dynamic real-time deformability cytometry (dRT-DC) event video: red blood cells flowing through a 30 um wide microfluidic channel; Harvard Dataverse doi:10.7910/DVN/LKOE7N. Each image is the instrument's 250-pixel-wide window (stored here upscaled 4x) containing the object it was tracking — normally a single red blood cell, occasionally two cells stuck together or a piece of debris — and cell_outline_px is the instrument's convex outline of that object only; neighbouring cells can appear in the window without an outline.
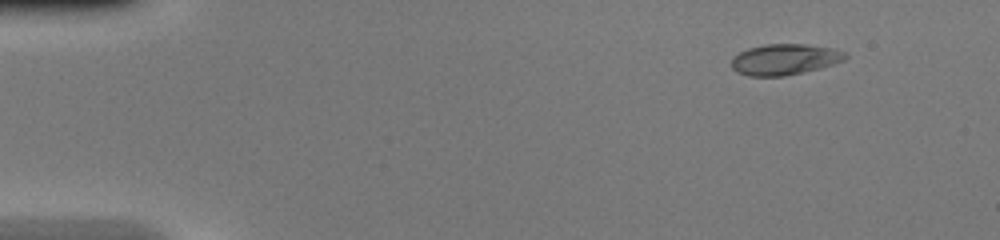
{"species": "common noctule bat (a hibernating species)", "species_latin": "Nyctalus noctula", "temperature_condition": "warm", "stored_images_in_passage": 42, "camera_frame_rate_fps": 3000, "um_per_image_px": 0.085, "animal": {"sex": "female", "body_mass_g": 20.0, "forearm_length_mm": 54.0}, "frame": {"image": 1, "passage_image": 1, "time_ms": 0.0, "image_size_px": [1000, 240], "cell_outline_px": [[848, 56], [844, 60], [820, 68], [804, 72], [784, 76], [748, 76], [736, 72], [732, 68], [732, 56], [748, 48], [764, 44], [804, 44], [832, 48], [848, 52]], "centroid_in_image_um": [66.69, 5.05], "position_along_channel_um": 18.3, "area_um2": 20.63}}
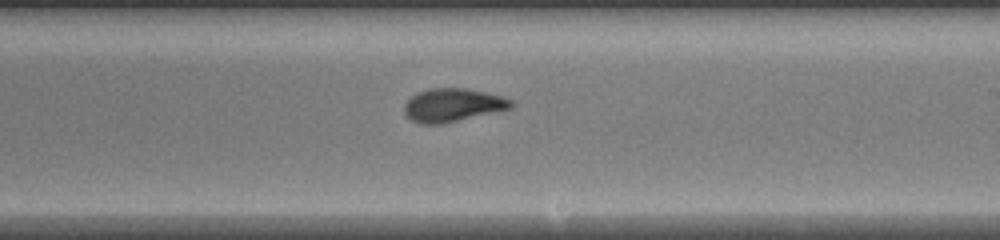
{"frame": {"image": 2, "passage_image": 24, "time_ms": 7.667, "image_size_px": [1000, 240], "cell_outline_px": [[512, 108], [440, 124], [420, 124], [412, 120], [404, 112], [404, 104], [416, 92], [428, 88], [464, 88], [504, 96], [512, 100]], "centroid_in_image_um": [38.46, 8.92], "position_along_channel_um": 250.5, "area_um2": 20.58}}
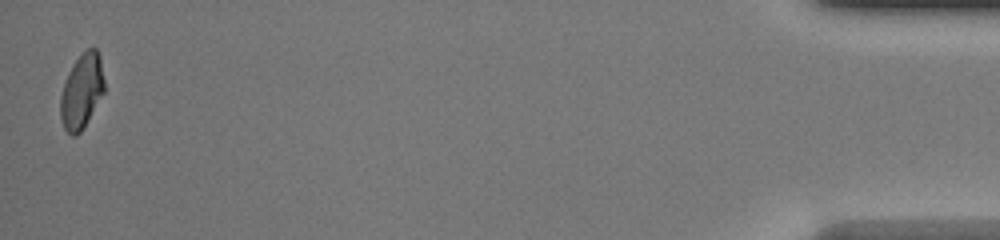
{"frame": {"image": 3, "passage_image": 42, "time_ms": 13.667, "image_size_px": [1000, 240], "cell_outline_px": [[104, 92], [80, 132], [76, 136], [72, 136], [64, 128], [60, 116], [60, 96], [68, 72], [76, 60], [88, 48], [96, 48], [100, 56], [104, 80]], "centroid_in_image_um": [6.94, 7.75], "position_along_channel_um": 428.3, "area_um2": 18.79}}